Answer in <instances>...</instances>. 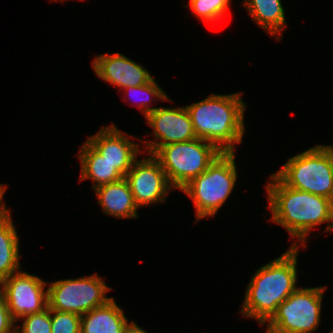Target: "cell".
<instances>
[{
	"label": "cell",
	"instance_id": "obj_1",
	"mask_svg": "<svg viewBox=\"0 0 333 333\" xmlns=\"http://www.w3.org/2000/svg\"><path fill=\"white\" fill-rule=\"evenodd\" d=\"M265 188L272 213L271 221L284 227L306 248V238L314 227L327 223L325 231H333V202L326 197L286 186L275 174L269 176ZM305 243V244H304Z\"/></svg>",
	"mask_w": 333,
	"mask_h": 333
},
{
	"label": "cell",
	"instance_id": "obj_2",
	"mask_svg": "<svg viewBox=\"0 0 333 333\" xmlns=\"http://www.w3.org/2000/svg\"><path fill=\"white\" fill-rule=\"evenodd\" d=\"M299 247L296 241L293 242L287 252L256 270L239 311L243 317L255 318L263 326L297 289Z\"/></svg>",
	"mask_w": 333,
	"mask_h": 333
},
{
	"label": "cell",
	"instance_id": "obj_3",
	"mask_svg": "<svg viewBox=\"0 0 333 333\" xmlns=\"http://www.w3.org/2000/svg\"><path fill=\"white\" fill-rule=\"evenodd\" d=\"M241 94H211L185 106L197 138L214 144L221 152H234L245 132V103Z\"/></svg>",
	"mask_w": 333,
	"mask_h": 333
},
{
	"label": "cell",
	"instance_id": "obj_4",
	"mask_svg": "<svg viewBox=\"0 0 333 333\" xmlns=\"http://www.w3.org/2000/svg\"><path fill=\"white\" fill-rule=\"evenodd\" d=\"M236 166L235 152H221L207 170L180 189L193 200L196 222L214 217L226 202L237 181Z\"/></svg>",
	"mask_w": 333,
	"mask_h": 333
},
{
	"label": "cell",
	"instance_id": "obj_5",
	"mask_svg": "<svg viewBox=\"0 0 333 333\" xmlns=\"http://www.w3.org/2000/svg\"><path fill=\"white\" fill-rule=\"evenodd\" d=\"M274 174L290 188L332 200L333 145H315L294 155Z\"/></svg>",
	"mask_w": 333,
	"mask_h": 333
},
{
	"label": "cell",
	"instance_id": "obj_6",
	"mask_svg": "<svg viewBox=\"0 0 333 333\" xmlns=\"http://www.w3.org/2000/svg\"><path fill=\"white\" fill-rule=\"evenodd\" d=\"M220 153L214 144L195 138L161 146L153 156L160 162L170 184L180 190L207 170Z\"/></svg>",
	"mask_w": 333,
	"mask_h": 333
},
{
	"label": "cell",
	"instance_id": "obj_7",
	"mask_svg": "<svg viewBox=\"0 0 333 333\" xmlns=\"http://www.w3.org/2000/svg\"><path fill=\"white\" fill-rule=\"evenodd\" d=\"M326 286L297 288L267 321L266 333H312L321 321Z\"/></svg>",
	"mask_w": 333,
	"mask_h": 333
},
{
	"label": "cell",
	"instance_id": "obj_8",
	"mask_svg": "<svg viewBox=\"0 0 333 333\" xmlns=\"http://www.w3.org/2000/svg\"><path fill=\"white\" fill-rule=\"evenodd\" d=\"M111 289L97 273L51 282L47 288L48 308L81 316L111 300L112 297H106Z\"/></svg>",
	"mask_w": 333,
	"mask_h": 333
},
{
	"label": "cell",
	"instance_id": "obj_9",
	"mask_svg": "<svg viewBox=\"0 0 333 333\" xmlns=\"http://www.w3.org/2000/svg\"><path fill=\"white\" fill-rule=\"evenodd\" d=\"M47 282L21 270L0 282L9 312L15 321L48 307Z\"/></svg>",
	"mask_w": 333,
	"mask_h": 333
},
{
	"label": "cell",
	"instance_id": "obj_10",
	"mask_svg": "<svg viewBox=\"0 0 333 333\" xmlns=\"http://www.w3.org/2000/svg\"><path fill=\"white\" fill-rule=\"evenodd\" d=\"M136 159L125 175L137 207L165 202L166 195L173 190L160 162L152 155Z\"/></svg>",
	"mask_w": 333,
	"mask_h": 333
},
{
	"label": "cell",
	"instance_id": "obj_11",
	"mask_svg": "<svg viewBox=\"0 0 333 333\" xmlns=\"http://www.w3.org/2000/svg\"><path fill=\"white\" fill-rule=\"evenodd\" d=\"M147 124L153 128L157 141H144L147 154H154L161 146L180 143L197 138L186 107H158L145 117ZM161 140V141H159Z\"/></svg>",
	"mask_w": 333,
	"mask_h": 333
},
{
	"label": "cell",
	"instance_id": "obj_12",
	"mask_svg": "<svg viewBox=\"0 0 333 333\" xmlns=\"http://www.w3.org/2000/svg\"><path fill=\"white\" fill-rule=\"evenodd\" d=\"M128 136L130 137L111 124L102 126V129L86 141L125 177L141 150Z\"/></svg>",
	"mask_w": 333,
	"mask_h": 333
},
{
	"label": "cell",
	"instance_id": "obj_13",
	"mask_svg": "<svg viewBox=\"0 0 333 333\" xmlns=\"http://www.w3.org/2000/svg\"><path fill=\"white\" fill-rule=\"evenodd\" d=\"M92 66L99 78L121 90L147 84L153 79L147 69L120 53L98 55Z\"/></svg>",
	"mask_w": 333,
	"mask_h": 333
},
{
	"label": "cell",
	"instance_id": "obj_14",
	"mask_svg": "<svg viewBox=\"0 0 333 333\" xmlns=\"http://www.w3.org/2000/svg\"><path fill=\"white\" fill-rule=\"evenodd\" d=\"M103 213L116 218H137V205L125 178L94 189Z\"/></svg>",
	"mask_w": 333,
	"mask_h": 333
},
{
	"label": "cell",
	"instance_id": "obj_15",
	"mask_svg": "<svg viewBox=\"0 0 333 333\" xmlns=\"http://www.w3.org/2000/svg\"><path fill=\"white\" fill-rule=\"evenodd\" d=\"M128 324L114 298L81 315V333H123Z\"/></svg>",
	"mask_w": 333,
	"mask_h": 333
},
{
	"label": "cell",
	"instance_id": "obj_16",
	"mask_svg": "<svg viewBox=\"0 0 333 333\" xmlns=\"http://www.w3.org/2000/svg\"><path fill=\"white\" fill-rule=\"evenodd\" d=\"M78 157L81 162L80 181H94L93 190L99 186L121 180L124 176L87 141L81 146Z\"/></svg>",
	"mask_w": 333,
	"mask_h": 333
},
{
	"label": "cell",
	"instance_id": "obj_17",
	"mask_svg": "<svg viewBox=\"0 0 333 333\" xmlns=\"http://www.w3.org/2000/svg\"><path fill=\"white\" fill-rule=\"evenodd\" d=\"M242 4L257 25L269 35L278 36L277 40L281 39L282 30L287 26L281 0H244Z\"/></svg>",
	"mask_w": 333,
	"mask_h": 333
},
{
	"label": "cell",
	"instance_id": "obj_18",
	"mask_svg": "<svg viewBox=\"0 0 333 333\" xmlns=\"http://www.w3.org/2000/svg\"><path fill=\"white\" fill-rule=\"evenodd\" d=\"M19 236L12 216L0 223V282L20 271Z\"/></svg>",
	"mask_w": 333,
	"mask_h": 333
},
{
	"label": "cell",
	"instance_id": "obj_19",
	"mask_svg": "<svg viewBox=\"0 0 333 333\" xmlns=\"http://www.w3.org/2000/svg\"><path fill=\"white\" fill-rule=\"evenodd\" d=\"M231 0H189L191 12L201 20L214 22L227 12Z\"/></svg>",
	"mask_w": 333,
	"mask_h": 333
},
{
	"label": "cell",
	"instance_id": "obj_20",
	"mask_svg": "<svg viewBox=\"0 0 333 333\" xmlns=\"http://www.w3.org/2000/svg\"><path fill=\"white\" fill-rule=\"evenodd\" d=\"M122 90L127 92L126 94L140 93L142 95V96L141 95L140 96L143 99L140 98L138 108H140V110L143 112L144 117H146L150 112H152L156 108H158V107L150 108V105H149L150 101L151 102L155 101V98L161 99L163 101H170L167 94L162 90V88L157 84V82H155L154 78L147 84H144L141 86H130V87L124 88ZM146 95H147V97H146ZM128 97H130V96H128Z\"/></svg>",
	"mask_w": 333,
	"mask_h": 333
},
{
	"label": "cell",
	"instance_id": "obj_21",
	"mask_svg": "<svg viewBox=\"0 0 333 333\" xmlns=\"http://www.w3.org/2000/svg\"><path fill=\"white\" fill-rule=\"evenodd\" d=\"M20 319L24 321L22 328L16 326L17 333H51V310L48 307L42 312L28 314Z\"/></svg>",
	"mask_w": 333,
	"mask_h": 333
},
{
	"label": "cell",
	"instance_id": "obj_22",
	"mask_svg": "<svg viewBox=\"0 0 333 333\" xmlns=\"http://www.w3.org/2000/svg\"><path fill=\"white\" fill-rule=\"evenodd\" d=\"M51 333H81V316L51 310Z\"/></svg>",
	"mask_w": 333,
	"mask_h": 333
},
{
	"label": "cell",
	"instance_id": "obj_23",
	"mask_svg": "<svg viewBox=\"0 0 333 333\" xmlns=\"http://www.w3.org/2000/svg\"><path fill=\"white\" fill-rule=\"evenodd\" d=\"M15 322L9 312L5 297L0 288V333H14L17 326Z\"/></svg>",
	"mask_w": 333,
	"mask_h": 333
},
{
	"label": "cell",
	"instance_id": "obj_24",
	"mask_svg": "<svg viewBox=\"0 0 333 333\" xmlns=\"http://www.w3.org/2000/svg\"><path fill=\"white\" fill-rule=\"evenodd\" d=\"M6 188H7V185L5 186L0 183V223H2L3 221H5L7 218H9L11 216L10 209H8L6 207L4 202L2 203L3 195H4L5 191L7 190Z\"/></svg>",
	"mask_w": 333,
	"mask_h": 333
},
{
	"label": "cell",
	"instance_id": "obj_25",
	"mask_svg": "<svg viewBox=\"0 0 333 333\" xmlns=\"http://www.w3.org/2000/svg\"><path fill=\"white\" fill-rule=\"evenodd\" d=\"M123 333H147L144 329L140 328L135 322L131 321L125 327Z\"/></svg>",
	"mask_w": 333,
	"mask_h": 333
},
{
	"label": "cell",
	"instance_id": "obj_26",
	"mask_svg": "<svg viewBox=\"0 0 333 333\" xmlns=\"http://www.w3.org/2000/svg\"><path fill=\"white\" fill-rule=\"evenodd\" d=\"M55 1H61V2H64L65 0H55ZM80 1H82V0H80ZM84 1V0H83Z\"/></svg>",
	"mask_w": 333,
	"mask_h": 333
}]
</instances>
